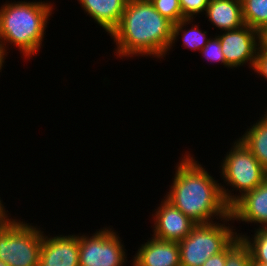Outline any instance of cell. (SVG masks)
<instances>
[{
	"instance_id": "obj_1",
	"label": "cell",
	"mask_w": 267,
	"mask_h": 266,
	"mask_svg": "<svg viewBox=\"0 0 267 266\" xmlns=\"http://www.w3.org/2000/svg\"><path fill=\"white\" fill-rule=\"evenodd\" d=\"M182 156L164 197L196 224L215 223L214 219L221 221L228 217L230 206L224 200L221 183L193 158L194 155L185 151Z\"/></svg>"
},
{
	"instance_id": "obj_2",
	"label": "cell",
	"mask_w": 267,
	"mask_h": 266,
	"mask_svg": "<svg viewBox=\"0 0 267 266\" xmlns=\"http://www.w3.org/2000/svg\"><path fill=\"white\" fill-rule=\"evenodd\" d=\"M173 25L149 0H128L118 26L109 35L116 45V57L150 56L161 61L169 55Z\"/></svg>"
},
{
	"instance_id": "obj_3",
	"label": "cell",
	"mask_w": 267,
	"mask_h": 266,
	"mask_svg": "<svg viewBox=\"0 0 267 266\" xmlns=\"http://www.w3.org/2000/svg\"><path fill=\"white\" fill-rule=\"evenodd\" d=\"M53 3L45 1H8L0 7V52L6 59L8 45L15 46L25 59L42 48L46 27L54 13Z\"/></svg>"
},
{
	"instance_id": "obj_4",
	"label": "cell",
	"mask_w": 267,
	"mask_h": 266,
	"mask_svg": "<svg viewBox=\"0 0 267 266\" xmlns=\"http://www.w3.org/2000/svg\"><path fill=\"white\" fill-rule=\"evenodd\" d=\"M224 159H222L219 173L225 185H221V191L225 202L231 206L238 198L248 191L254 190L267 178V170L260 164L252 152L239 140L232 143ZM235 188V189H234Z\"/></svg>"
},
{
	"instance_id": "obj_5",
	"label": "cell",
	"mask_w": 267,
	"mask_h": 266,
	"mask_svg": "<svg viewBox=\"0 0 267 266\" xmlns=\"http://www.w3.org/2000/svg\"><path fill=\"white\" fill-rule=\"evenodd\" d=\"M229 220L230 215L222 223L197 224L179 241L181 266H201L209 257L222 252L237 237L236 229L227 224Z\"/></svg>"
},
{
	"instance_id": "obj_6",
	"label": "cell",
	"mask_w": 267,
	"mask_h": 266,
	"mask_svg": "<svg viewBox=\"0 0 267 266\" xmlns=\"http://www.w3.org/2000/svg\"><path fill=\"white\" fill-rule=\"evenodd\" d=\"M29 224L13 218L0 229L1 262L8 266H38L43 231Z\"/></svg>"
},
{
	"instance_id": "obj_7",
	"label": "cell",
	"mask_w": 267,
	"mask_h": 266,
	"mask_svg": "<svg viewBox=\"0 0 267 266\" xmlns=\"http://www.w3.org/2000/svg\"><path fill=\"white\" fill-rule=\"evenodd\" d=\"M112 226L92 236L79 233V266H125L126 249Z\"/></svg>"
},
{
	"instance_id": "obj_8",
	"label": "cell",
	"mask_w": 267,
	"mask_h": 266,
	"mask_svg": "<svg viewBox=\"0 0 267 266\" xmlns=\"http://www.w3.org/2000/svg\"><path fill=\"white\" fill-rule=\"evenodd\" d=\"M216 36L220 40L225 63L232 70L237 67L239 69L246 63L249 68L254 69L258 49L266 38L261 32L245 24Z\"/></svg>"
},
{
	"instance_id": "obj_9",
	"label": "cell",
	"mask_w": 267,
	"mask_h": 266,
	"mask_svg": "<svg viewBox=\"0 0 267 266\" xmlns=\"http://www.w3.org/2000/svg\"><path fill=\"white\" fill-rule=\"evenodd\" d=\"M154 211L152 236L161 240L179 242L197 225L165 197Z\"/></svg>"
},
{
	"instance_id": "obj_10",
	"label": "cell",
	"mask_w": 267,
	"mask_h": 266,
	"mask_svg": "<svg viewBox=\"0 0 267 266\" xmlns=\"http://www.w3.org/2000/svg\"><path fill=\"white\" fill-rule=\"evenodd\" d=\"M44 234L38 266H79L78 235Z\"/></svg>"
},
{
	"instance_id": "obj_11",
	"label": "cell",
	"mask_w": 267,
	"mask_h": 266,
	"mask_svg": "<svg viewBox=\"0 0 267 266\" xmlns=\"http://www.w3.org/2000/svg\"><path fill=\"white\" fill-rule=\"evenodd\" d=\"M230 216L232 221L254 223L259 228H267V178L230 206Z\"/></svg>"
},
{
	"instance_id": "obj_12",
	"label": "cell",
	"mask_w": 267,
	"mask_h": 266,
	"mask_svg": "<svg viewBox=\"0 0 267 266\" xmlns=\"http://www.w3.org/2000/svg\"><path fill=\"white\" fill-rule=\"evenodd\" d=\"M149 239L133 256L132 266H181L178 242L154 236Z\"/></svg>"
},
{
	"instance_id": "obj_13",
	"label": "cell",
	"mask_w": 267,
	"mask_h": 266,
	"mask_svg": "<svg viewBox=\"0 0 267 266\" xmlns=\"http://www.w3.org/2000/svg\"><path fill=\"white\" fill-rule=\"evenodd\" d=\"M85 11L107 34L118 26L128 0H77Z\"/></svg>"
},
{
	"instance_id": "obj_14",
	"label": "cell",
	"mask_w": 267,
	"mask_h": 266,
	"mask_svg": "<svg viewBox=\"0 0 267 266\" xmlns=\"http://www.w3.org/2000/svg\"><path fill=\"white\" fill-rule=\"evenodd\" d=\"M204 14L221 32L245 25L241 0H210Z\"/></svg>"
},
{
	"instance_id": "obj_15",
	"label": "cell",
	"mask_w": 267,
	"mask_h": 266,
	"mask_svg": "<svg viewBox=\"0 0 267 266\" xmlns=\"http://www.w3.org/2000/svg\"><path fill=\"white\" fill-rule=\"evenodd\" d=\"M247 128L239 140L252 152L260 164L267 170V112Z\"/></svg>"
},
{
	"instance_id": "obj_16",
	"label": "cell",
	"mask_w": 267,
	"mask_h": 266,
	"mask_svg": "<svg viewBox=\"0 0 267 266\" xmlns=\"http://www.w3.org/2000/svg\"><path fill=\"white\" fill-rule=\"evenodd\" d=\"M194 19H182L178 23L173 25V32H172V40L170 44V49H173L175 41L177 42L178 38L180 39L179 35L181 34L183 46L185 48H189L193 51L198 50L200 51L206 44L210 38H207V31H202L201 28L199 29V25L192 24ZM190 25V28L186 29V25ZM183 33V34H182Z\"/></svg>"
},
{
	"instance_id": "obj_17",
	"label": "cell",
	"mask_w": 267,
	"mask_h": 266,
	"mask_svg": "<svg viewBox=\"0 0 267 266\" xmlns=\"http://www.w3.org/2000/svg\"><path fill=\"white\" fill-rule=\"evenodd\" d=\"M244 23L267 37V0H241Z\"/></svg>"
},
{
	"instance_id": "obj_18",
	"label": "cell",
	"mask_w": 267,
	"mask_h": 266,
	"mask_svg": "<svg viewBox=\"0 0 267 266\" xmlns=\"http://www.w3.org/2000/svg\"><path fill=\"white\" fill-rule=\"evenodd\" d=\"M255 234L250 236L238 233L237 236L241 237L248 245L251 253L252 261L267 263V228H255Z\"/></svg>"
},
{
	"instance_id": "obj_19",
	"label": "cell",
	"mask_w": 267,
	"mask_h": 266,
	"mask_svg": "<svg viewBox=\"0 0 267 266\" xmlns=\"http://www.w3.org/2000/svg\"><path fill=\"white\" fill-rule=\"evenodd\" d=\"M251 253L244 240L237 236L226 247L225 266H251Z\"/></svg>"
},
{
	"instance_id": "obj_20",
	"label": "cell",
	"mask_w": 267,
	"mask_h": 266,
	"mask_svg": "<svg viewBox=\"0 0 267 266\" xmlns=\"http://www.w3.org/2000/svg\"><path fill=\"white\" fill-rule=\"evenodd\" d=\"M153 7L166 19L173 24L178 23L182 19V11L179 0H149Z\"/></svg>"
},
{
	"instance_id": "obj_21",
	"label": "cell",
	"mask_w": 267,
	"mask_h": 266,
	"mask_svg": "<svg viewBox=\"0 0 267 266\" xmlns=\"http://www.w3.org/2000/svg\"><path fill=\"white\" fill-rule=\"evenodd\" d=\"M202 56L210 61L215 63H219L224 65V67H227L228 69L230 68L226 63H225V58L222 52V48L220 45V40L217 36L215 38H211L207 41V44L199 51Z\"/></svg>"
},
{
	"instance_id": "obj_22",
	"label": "cell",
	"mask_w": 267,
	"mask_h": 266,
	"mask_svg": "<svg viewBox=\"0 0 267 266\" xmlns=\"http://www.w3.org/2000/svg\"><path fill=\"white\" fill-rule=\"evenodd\" d=\"M210 0H179L182 16L185 19H194L204 13Z\"/></svg>"
},
{
	"instance_id": "obj_23",
	"label": "cell",
	"mask_w": 267,
	"mask_h": 266,
	"mask_svg": "<svg viewBox=\"0 0 267 266\" xmlns=\"http://www.w3.org/2000/svg\"><path fill=\"white\" fill-rule=\"evenodd\" d=\"M253 70L255 73L261 75V77L263 76L265 80L267 79V37L263 40L258 49Z\"/></svg>"
},
{
	"instance_id": "obj_24",
	"label": "cell",
	"mask_w": 267,
	"mask_h": 266,
	"mask_svg": "<svg viewBox=\"0 0 267 266\" xmlns=\"http://www.w3.org/2000/svg\"><path fill=\"white\" fill-rule=\"evenodd\" d=\"M226 248L212 257H209L201 266H225Z\"/></svg>"
},
{
	"instance_id": "obj_25",
	"label": "cell",
	"mask_w": 267,
	"mask_h": 266,
	"mask_svg": "<svg viewBox=\"0 0 267 266\" xmlns=\"http://www.w3.org/2000/svg\"><path fill=\"white\" fill-rule=\"evenodd\" d=\"M5 207L6 206L3 204L0 197V229L8 225L13 220L10 216H8L9 214H7V212L9 211H6Z\"/></svg>"
},
{
	"instance_id": "obj_26",
	"label": "cell",
	"mask_w": 267,
	"mask_h": 266,
	"mask_svg": "<svg viewBox=\"0 0 267 266\" xmlns=\"http://www.w3.org/2000/svg\"><path fill=\"white\" fill-rule=\"evenodd\" d=\"M251 266H267V263L251 261Z\"/></svg>"
},
{
	"instance_id": "obj_27",
	"label": "cell",
	"mask_w": 267,
	"mask_h": 266,
	"mask_svg": "<svg viewBox=\"0 0 267 266\" xmlns=\"http://www.w3.org/2000/svg\"><path fill=\"white\" fill-rule=\"evenodd\" d=\"M4 62H5V58L2 56V54H1V52H0V72L2 71L1 69H2V67L4 66V65H3Z\"/></svg>"
},
{
	"instance_id": "obj_28",
	"label": "cell",
	"mask_w": 267,
	"mask_h": 266,
	"mask_svg": "<svg viewBox=\"0 0 267 266\" xmlns=\"http://www.w3.org/2000/svg\"><path fill=\"white\" fill-rule=\"evenodd\" d=\"M0 266H8L6 263L0 261Z\"/></svg>"
}]
</instances>
